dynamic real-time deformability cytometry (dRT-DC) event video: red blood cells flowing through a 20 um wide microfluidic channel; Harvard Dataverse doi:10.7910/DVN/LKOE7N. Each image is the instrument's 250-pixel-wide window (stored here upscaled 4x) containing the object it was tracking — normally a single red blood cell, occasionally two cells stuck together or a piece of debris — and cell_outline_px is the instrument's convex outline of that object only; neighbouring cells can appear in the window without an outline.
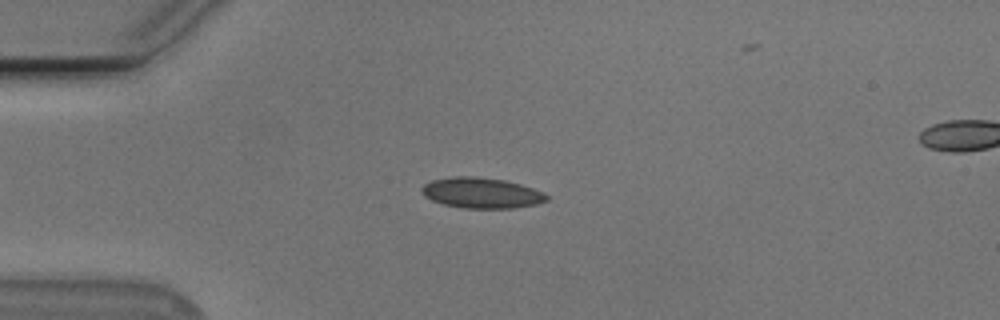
{"species": "Egyptian fruit bat (a non-hibernating species)", "species_latin": "Rousettus aegyptiacus", "temperature_condition": "cold", "stored_images_in_passage": 46, "camera_frame_rate_fps": 3000, "um_per_image_px": 0.085, "animal": {"sex": "male"}, "frame": {"image": 1, "passage_image": 11, "time_ms": 3.333, "image_size_px": [1000, 320], "cell_outline_px": [[548, 200], [536, 204], [512, 208], [460, 208], [444, 204], [432, 200], [424, 196], [420, 192], [420, 188], [424, 184], [432, 180], [456, 176], [476, 176], [504, 180], [520, 184], [544, 192], [548, 196]], "centroid_in_image_um": [40.9, 16.4], "position_along_channel_um": 44.1, "area_um2": 22.31}}
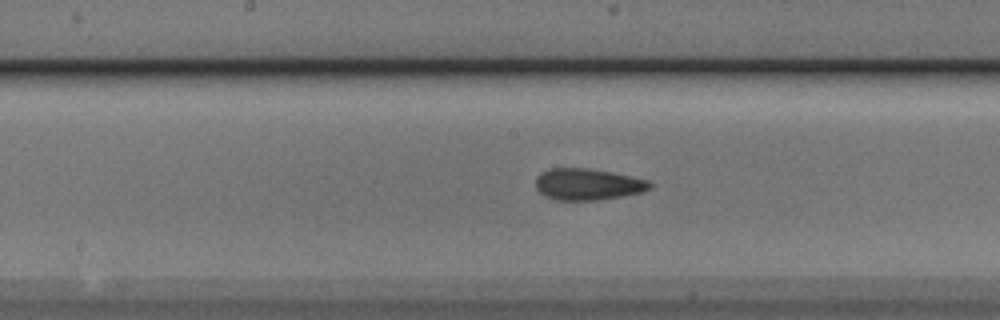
{"frame": {"image": 2, "passage_image": 25, "time_ms": 8.0, "image_size_px": [1000, 320], "cell_outline_px": [[652, 188], [644, 192], [600, 200], [556, 200], [544, 196], [536, 188], [536, 176], [540, 172], [548, 168], [588, 168], [612, 172], [648, 180], [652, 184]], "centroid_in_image_um": [49.95, 15.66], "position_along_channel_um": 198.2, "area_um2": 21.21}}
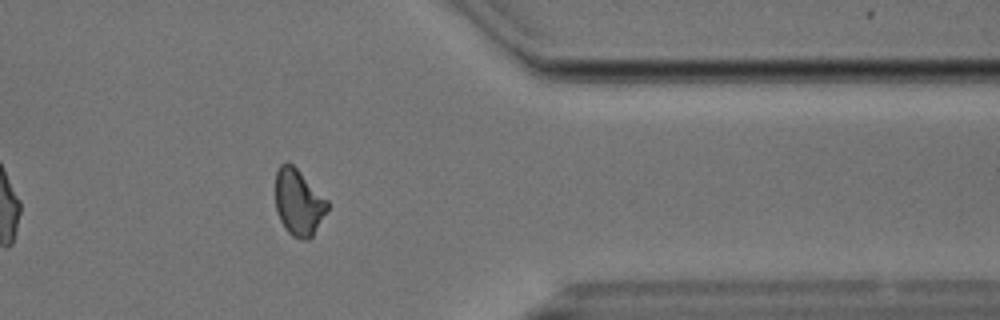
{"frame": {"image": 3, "passage_image": 41, "time_ms": 13.333, "image_size_px": [1000, 320], "cell_outline_px": [[328, 208], [312, 236], [308, 240], [300, 240], [292, 236], [288, 232], [280, 220], [276, 212], [276, 172], [280, 164], [292, 164], [328, 200]], "centroid_in_image_um": [25.37, 17.23], "position_along_channel_um": 386.0, "area_um2": 19.83}}